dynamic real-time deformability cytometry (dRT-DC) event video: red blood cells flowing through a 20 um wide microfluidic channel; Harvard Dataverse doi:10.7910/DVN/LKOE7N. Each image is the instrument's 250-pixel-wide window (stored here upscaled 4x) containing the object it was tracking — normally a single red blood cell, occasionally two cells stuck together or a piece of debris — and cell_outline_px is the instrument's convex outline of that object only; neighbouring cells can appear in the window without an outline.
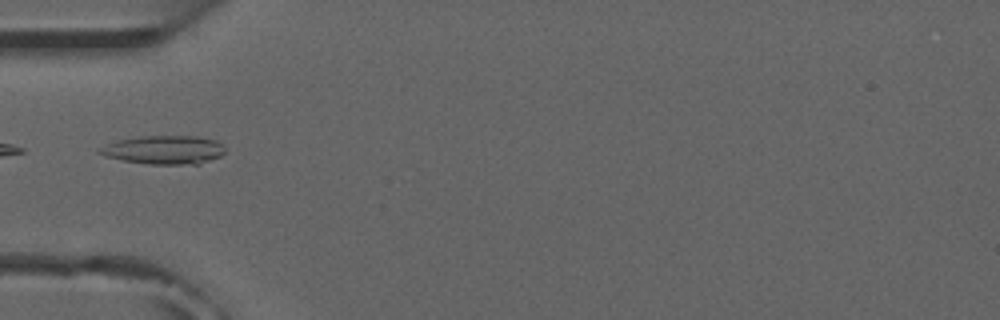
{"species": "common noctule bat (a hibernating species)", "species_latin": "Nyctalus noctula", "temperature_condition": "room temperature", "stored_images_in_passage": 4, "camera_frame_rate_fps": 3000, "um_per_image_px": 0.085, "animal": {"sex": "male", "forearm_length_mm": 52.5}, "frame": {"image": 1, "passage_image": 3, "time_ms": 2.333, "image_size_px": [1000, 320], "cell_outline_px": [[224, 152], [220, 156], [200, 164], [148, 164], [124, 160], [104, 156], [96, 152], [96, 148], [120, 140], [140, 136], [196, 136], [216, 140], [224, 144]], "centroid_in_image_um": [13.95, 12.74], "position_along_channel_um": 71.1, "area_um2": 20.92}}
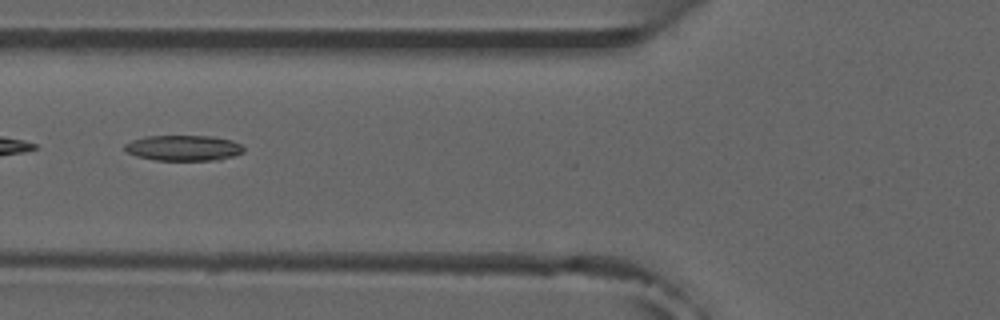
{"frame": {"image": 2, "passage_image": 4, "time_ms": 3.333, "image_size_px": [1000, 320], "cell_outline_px": [[244, 152], [220, 160], [156, 160], [136, 156], [128, 152], [124, 148], [124, 144], [132, 140], [144, 136], [212, 136], [232, 140], [240, 144], [244, 148]], "centroid_in_image_um": [15.6, 12.57], "position_along_channel_um": 110.2, "area_um2": 17.74}}